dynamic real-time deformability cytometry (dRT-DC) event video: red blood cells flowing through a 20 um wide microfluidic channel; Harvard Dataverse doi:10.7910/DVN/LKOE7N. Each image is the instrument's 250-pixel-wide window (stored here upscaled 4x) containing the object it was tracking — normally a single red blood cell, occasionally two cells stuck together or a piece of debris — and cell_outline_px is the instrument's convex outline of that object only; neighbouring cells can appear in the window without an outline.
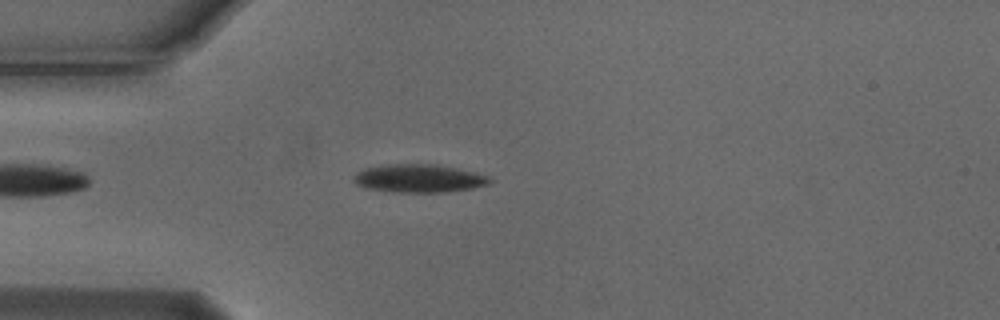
{"species": "Egyptian fruit bat (a non-hibernating species)", "species_latin": "Rousettus aegyptiacus", "temperature_condition": "cold", "stored_images_in_passage": 1, "camera_frame_rate_fps": 3000, "um_per_image_px": 0.085, "animal": {"sex": "male"}, "frame": {"image": 1, "passage_image": 1, "time_ms": 0.0, "image_size_px": [1000, 320], "cell_outline_px": [[492, 180], [488, 184], [472, 188], [444, 192], [392, 192], [364, 188], [356, 184], [352, 180], [352, 176], [356, 172], [364, 168], [388, 164], [436, 164], [476, 172], [488, 176]], "centroid_in_image_um": [35.55, 15.16], "position_along_channel_um": 49.4, "area_um2": 22.48}}